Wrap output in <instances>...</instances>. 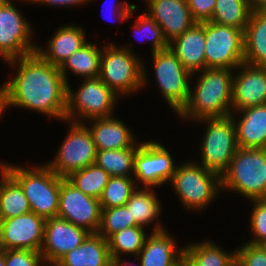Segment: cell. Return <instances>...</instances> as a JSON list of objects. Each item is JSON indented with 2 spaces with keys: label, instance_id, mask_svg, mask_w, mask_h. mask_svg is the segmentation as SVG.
<instances>
[{
  "label": "cell",
  "instance_id": "1",
  "mask_svg": "<svg viewBox=\"0 0 266 266\" xmlns=\"http://www.w3.org/2000/svg\"><path fill=\"white\" fill-rule=\"evenodd\" d=\"M18 65L13 79L0 87L1 116L9 106L22 107L64 120L67 83L59 67L46 62L37 52L7 61Z\"/></svg>",
  "mask_w": 266,
  "mask_h": 266
},
{
  "label": "cell",
  "instance_id": "2",
  "mask_svg": "<svg viewBox=\"0 0 266 266\" xmlns=\"http://www.w3.org/2000/svg\"><path fill=\"white\" fill-rule=\"evenodd\" d=\"M233 69L205 68L190 88L189 99L177 116L196 120L221 118L232 113Z\"/></svg>",
  "mask_w": 266,
  "mask_h": 266
},
{
  "label": "cell",
  "instance_id": "3",
  "mask_svg": "<svg viewBox=\"0 0 266 266\" xmlns=\"http://www.w3.org/2000/svg\"><path fill=\"white\" fill-rule=\"evenodd\" d=\"M2 167L23 189L29 202L30 211L45 220L57 217L59 192L62 177L46 164L32 169L0 162Z\"/></svg>",
  "mask_w": 266,
  "mask_h": 266
},
{
  "label": "cell",
  "instance_id": "4",
  "mask_svg": "<svg viewBox=\"0 0 266 266\" xmlns=\"http://www.w3.org/2000/svg\"><path fill=\"white\" fill-rule=\"evenodd\" d=\"M99 78L118 96L132 94L147 83L141 58L129 46H102Z\"/></svg>",
  "mask_w": 266,
  "mask_h": 266
},
{
  "label": "cell",
  "instance_id": "5",
  "mask_svg": "<svg viewBox=\"0 0 266 266\" xmlns=\"http://www.w3.org/2000/svg\"><path fill=\"white\" fill-rule=\"evenodd\" d=\"M223 188L250 200L266 199V149L238 147L221 175Z\"/></svg>",
  "mask_w": 266,
  "mask_h": 266
},
{
  "label": "cell",
  "instance_id": "6",
  "mask_svg": "<svg viewBox=\"0 0 266 266\" xmlns=\"http://www.w3.org/2000/svg\"><path fill=\"white\" fill-rule=\"evenodd\" d=\"M169 182L188 210H204L221 190V176L196 162L177 165Z\"/></svg>",
  "mask_w": 266,
  "mask_h": 266
},
{
  "label": "cell",
  "instance_id": "7",
  "mask_svg": "<svg viewBox=\"0 0 266 266\" xmlns=\"http://www.w3.org/2000/svg\"><path fill=\"white\" fill-rule=\"evenodd\" d=\"M117 97L99 77L83 79L76 92L68 84L65 121L82 123L84 119L111 117Z\"/></svg>",
  "mask_w": 266,
  "mask_h": 266
},
{
  "label": "cell",
  "instance_id": "8",
  "mask_svg": "<svg viewBox=\"0 0 266 266\" xmlns=\"http://www.w3.org/2000/svg\"><path fill=\"white\" fill-rule=\"evenodd\" d=\"M197 121L207 123L201 144V166L220 176L227 170L236 150L235 124L231 116L203 118Z\"/></svg>",
  "mask_w": 266,
  "mask_h": 266
},
{
  "label": "cell",
  "instance_id": "9",
  "mask_svg": "<svg viewBox=\"0 0 266 266\" xmlns=\"http://www.w3.org/2000/svg\"><path fill=\"white\" fill-rule=\"evenodd\" d=\"M156 85L176 115L189 99L192 73L179 61L170 48L152 53Z\"/></svg>",
  "mask_w": 266,
  "mask_h": 266
},
{
  "label": "cell",
  "instance_id": "10",
  "mask_svg": "<svg viewBox=\"0 0 266 266\" xmlns=\"http://www.w3.org/2000/svg\"><path fill=\"white\" fill-rule=\"evenodd\" d=\"M71 127L61 147L47 166L58 176L66 178L71 173L95 164L96 147L86 122H69Z\"/></svg>",
  "mask_w": 266,
  "mask_h": 266
},
{
  "label": "cell",
  "instance_id": "11",
  "mask_svg": "<svg viewBox=\"0 0 266 266\" xmlns=\"http://www.w3.org/2000/svg\"><path fill=\"white\" fill-rule=\"evenodd\" d=\"M244 32L205 22V68L234 69L244 62Z\"/></svg>",
  "mask_w": 266,
  "mask_h": 266
},
{
  "label": "cell",
  "instance_id": "12",
  "mask_svg": "<svg viewBox=\"0 0 266 266\" xmlns=\"http://www.w3.org/2000/svg\"><path fill=\"white\" fill-rule=\"evenodd\" d=\"M29 23L11 0L0 5V57L6 62L37 52Z\"/></svg>",
  "mask_w": 266,
  "mask_h": 266
},
{
  "label": "cell",
  "instance_id": "13",
  "mask_svg": "<svg viewBox=\"0 0 266 266\" xmlns=\"http://www.w3.org/2000/svg\"><path fill=\"white\" fill-rule=\"evenodd\" d=\"M173 162V157L161 143L154 140L141 142L134 155V180L142 182L144 188L162 186L175 172L177 165Z\"/></svg>",
  "mask_w": 266,
  "mask_h": 266
},
{
  "label": "cell",
  "instance_id": "14",
  "mask_svg": "<svg viewBox=\"0 0 266 266\" xmlns=\"http://www.w3.org/2000/svg\"><path fill=\"white\" fill-rule=\"evenodd\" d=\"M58 218L97 233L101 223V206L98 198L90 197L66 178L60 182Z\"/></svg>",
  "mask_w": 266,
  "mask_h": 266
},
{
  "label": "cell",
  "instance_id": "15",
  "mask_svg": "<svg viewBox=\"0 0 266 266\" xmlns=\"http://www.w3.org/2000/svg\"><path fill=\"white\" fill-rule=\"evenodd\" d=\"M46 220L33 212L3 219L0 241L3 250L41 251Z\"/></svg>",
  "mask_w": 266,
  "mask_h": 266
},
{
  "label": "cell",
  "instance_id": "16",
  "mask_svg": "<svg viewBox=\"0 0 266 266\" xmlns=\"http://www.w3.org/2000/svg\"><path fill=\"white\" fill-rule=\"evenodd\" d=\"M90 234L86 229L55 217L46 219L41 255L46 262H58L65 254L79 247Z\"/></svg>",
  "mask_w": 266,
  "mask_h": 266
},
{
  "label": "cell",
  "instance_id": "17",
  "mask_svg": "<svg viewBox=\"0 0 266 266\" xmlns=\"http://www.w3.org/2000/svg\"><path fill=\"white\" fill-rule=\"evenodd\" d=\"M236 69L241 70L233 77L232 113L266 104V66L243 62Z\"/></svg>",
  "mask_w": 266,
  "mask_h": 266
},
{
  "label": "cell",
  "instance_id": "18",
  "mask_svg": "<svg viewBox=\"0 0 266 266\" xmlns=\"http://www.w3.org/2000/svg\"><path fill=\"white\" fill-rule=\"evenodd\" d=\"M147 14L163 29L170 43L190 29L193 20L187 0H145Z\"/></svg>",
  "mask_w": 266,
  "mask_h": 266
},
{
  "label": "cell",
  "instance_id": "19",
  "mask_svg": "<svg viewBox=\"0 0 266 266\" xmlns=\"http://www.w3.org/2000/svg\"><path fill=\"white\" fill-rule=\"evenodd\" d=\"M154 227L135 258H139L141 266H174L182 259L184 246L177 249L176 241L159 221Z\"/></svg>",
  "mask_w": 266,
  "mask_h": 266
},
{
  "label": "cell",
  "instance_id": "20",
  "mask_svg": "<svg viewBox=\"0 0 266 266\" xmlns=\"http://www.w3.org/2000/svg\"><path fill=\"white\" fill-rule=\"evenodd\" d=\"M169 48L192 75L205 69V22L195 23L170 42Z\"/></svg>",
  "mask_w": 266,
  "mask_h": 266
},
{
  "label": "cell",
  "instance_id": "21",
  "mask_svg": "<svg viewBox=\"0 0 266 266\" xmlns=\"http://www.w3.org/2000/svg\"><path fill=\"white\" fill-rule=\"evenodd\" d=\"M237 113L242 116L239 120L234 113L230 115L235 124L237 146L266 149V104L248 107Z\"/></svg>",
  "mask_w": 266,
  "mask_h": 266
},
{
  "label": "cell",
  "instance_id": "22",
  "mask_svg": "<svg viewBox=\"0 0 266 266\" xmlns=\"http://www.w3.org/2000/svg\"><path fill=\"white\" fill-rule=\"evenodd\" d=\"M84 28L76 24L60 26L48 41L47 50L38 46L37 53L54 66L60 67L75 51L87 44Z\"/></svg>",
  "mask_w": 266,
  "mask_h": 266
},
{
  "label": "cell",
  "instance_id": "23",
  "mask_svg": "<svg viewBox=\"0 0 266 266\" xmlns=\"http://www.w3.org/2000/svg\"><path fill=\"white\" fill-rule=\"evenodd\" d=\"M96 150H116L133 147L135 134L121 120L111 116L90 119Z\"/></svg>",
  "mask_w": 266,
  "mask_h": 266
},
{
  "label": "cell",
  "instance_id": "24",
  "mask_svg": "<svg viewBox=\"0 0 266 266\" xmlns=\"http://www.w3.org/2000/svg\"><path fill=\"white\" fill-rule=\"evenodd\" d=\"M111 259L108 240L98 233H90L79 247L57 263L60 266H109Z\"/></svg>",
  "mask_w": 266,
  "mask_h": 266
},
{
  "label": "cell",
  "instance_id": "25",
  "mask_svg": "<svg viewBox=\"0 0 266 266\" xmlns=\"http://www.w3.org/2000/svg\"><path fill=\"white\" fill-rule=\"evenodd\" d=\"M243 40L244 62L266 66V11L252 10Z\"/></svg>",
  "mask_w": 266,
  "mask_h": 266
},
{
  "label": "cell",
  "instance_id": "26",
  "mask_svg": "<svg viewBox=\"0 0 266 266\" xmlns=\"http://www.w3.org/2000/svg\"><path fill=\"white\" fill-rule=\"evenodd\" d=\"M102 48L95 43H87L78 51H75L64 63L59 67L67 85V70L69 69L74 75L81 78H97L100 73V60Z\"/></svg>",
  "mask_w": 266,
  "mask_h": 266
},
{
  "label": "cell",
  "instance_id": "27",
  "mask_svg": "<svg viewBox=\"0 0 266 266\" xmlns=\"http://www.w3.org/2000/svg\"><path fill=\"white\" fill-rule=\"evenodd\" d=\"M0 214L3 219L30 213V205L21 186L0 167Z\"/></svg>",
  "mask_w": 266,
  "mask_h": 266
},
{
  "label": "cell",
  "instance_id": "28",
  "mask_svg": "<svg viewBox=\"0 0 266 266\" xmlns=\"http://www.w3.org/2000/svg\"><path fill=\"white\" fill-rule=\"evenodd\" d=\"M139 188L137 187L132 193L125 205L130 211L131 218H134L139 226L145 228V226L158 219L162 213V207L152 187Z\"/></svg>",
  "mask_w": 266,
  "mask_h": 266
},
{
  "label": "cell",
  "instance_id": "29",
  "mask_svg": "<svg viewBox=\"0 0 266 266\" xmlns=\"http://www.w3.org/2000/svg\"><path fill=\"white\" fill-rule=\"evenodd\" d=\"M140 144L116 150H97L95 164L110 176L133 177L134 155Z\"/></svg>",
  "mask_w": 266,
  "mask_h": 266
},
{
  "label": "cell",
  "instance_id": "30",
  "mask_svg": "<svg viewBox=\"0 0 266 266\" xmlns=\"http://www.w3.org/2000/svg\"><path fill=\"white\" fill-rule=\"evenodd\" d=\"M252 8L248 0H216L211 22L238 28L244 32Z\"/></svg>",
  "mask_w": 266,
  "mask_h": 266
},
{
  "label": "cell",
  "instance_id": "31",
  "mask_svg": "<svg viewBox=\"0 0 266 266\" xmlns=\"http://www.w3.org/2000/svg\"><path fill=\"white\" fill-rule=\"evenodd\" d=\"M184 252L198 266H235L236 253H227L212 241L195 242L184 246Z\"/></svg>",
  "mask_w": 266,
  "mask_h": 266
},
{
  "label": "cell",
  "instance_id": "32",
  "mask_svg": "<svg viewBox=\"0 0 266 266\" xmlns=\"http://www.w3.org/2000/svg\"><path fill=\"white\" fill-rule=\"evenodd\" d=\"M110 177L103 168L92 164L71 173L66 179L84 194L99 199Z\"/></svg>",
  "mask_w": 266,
  "mask_h": 266
},
{
  "label": "cell",
  "instance_id": "33",
  "mask_svg": "<svg viewBox=\"0 0 266 266\" xmlns=\"http://www.w3.org/2000/svg\"><path fill=\"white\" fill-rule=\"evenodd\" d=\"M145 231L142 226H132L113 234L108 239L111 258H121L124 253L137 257L147 237Z\"/></svg>",
  "mask_w": 266,
  "mask_h": 266
},
{
  "label": "cell",
  "instance_id": "34",
  "mask_svg": "<svg viewBox=\"0 0 266 266\" xmlns=\"http://www.w3.org/2000/svg\"><path fill=\"white\" fill-rule=\"evenodd\" d=\"M137 187L133 177L111 176L99 198L101 208L124 206Z\"/></svg>",
  "mask_w": 266,
  "mask_h": 266
},
{
  "label": "cell",
  "instance_id": "35",
  "mask_svg": "<svg viewBox=\"0 0 266 266\" xmlns=\"http://www.w3.org/2000/svg\"><path fill=\"white\" fill-rule=\"evenodd\" d=\"M139 226L134 218H131L130 211L126 205L101 208V223L98 234L108 240L113 234L125 228Z\"/></svg>",
  "mask_w": 266,
  "mask_h": 266
},
{
  "label": "cell",
  "instance_id": "36",
  "mask_svg": "<svg viewBox=\"0 0 266 266\" xmlns=\"http://www.w3.org/2000/svg\"><path fill=\"white\" fill-rule=\"evenodd\" d=\"M132 28L140 35L142 34V38L151 39L152 53L169 48L170 43L167 41L163 29L146 12L137 16V20Z\"/></svg>",
  "mask_w": 266,
  "mask_h": 266
},
{
  "label": "cell",
  "instance_id": "37",
  "mask_svg": "<svg viewBox=\"0 0 266 266\" xmlns=\"http://www.w3.org/2000/svg\"><path fill=\"white\" fill-rule=\"evenodd\" d=\"M254 206L251 211L250 227L253 238L248 244L262 245L266 241V199L251 200Z\"/></svg>",
  "mask_w": 266,
  "mask_h": 266
},
{
  "label": "cell",
  "instance_id": "38",
  "mask_svg": "<svg viewBox=\"0 0 266 266\" xmlns=\"http://www.w3.org/2000/svg\"><path fill=\"white\" fill-rule=\"evenodd\" d=\"M235 253V266H266V249L262 245L245 243Z\"/></svg>",
  "mask_w": 266,
  "mask_h": 266
},
{
  "label": "cell",
  "instance_id": "39",
  "mask_svg": "<svg viewBox=\"0 0 266 266\" xmlns=\"http://www.w3.org/2000/svg\"><path fill=\"white\" fill-rule=\"evenodd\" d=\"M5 266H41L44 262L40 252L31 250H3Z\"/></svg>",
  "mask_w": 266,
  "mask_h": 266
},
{
  "label": "cell",
  "instance_id": "40",
  "mask_svg": "<svg viewBox=\"0 0 266 266\" xmlns=\"http://www.w3.org/2000/svg\"><path fill=\"white\" fill-rule=\"evenodd\" d=\"M191 16L196 23L210 21L216 0H187Z\"/></svg>",
  "mask_w": 266,
  "mask_h": 266
},
{
  "label": "cell",
  "instance_id": "41",
  "mask_svg": "<svg viewBox=\"0 0 266 266\" xmlns=\"http://www.w3.org/2000/svg\"><path fill=\"white\" fill-rule=\"evenodd\" d=\"M107 2H108V0H105L104 4L107 3ZM112 9H113V14L117 16V22L118 21L124 22L126 20H129V18L132 15V12L135 11L137 9V7H136L135 4H129L125 0L124 2H121V3H118V4L115 3Z\"/></svg>",
  "mask_w": 266,
  "mask_h": 266
},
{
  "label": "cell",
  "instance_id": "42",
  "mask_svg": "<svg viewBox=\"0 0 266 266\" xmlns=\"http://www.w3.org/2000/svg\"><path fill=\"white\" fill-rule=\"evenodd\" d=\"M23 1V0H21ZM25 2L29 3V2H32V3H38V4H49L50 5H55V6H80V5H84V3L86 4L87 2H90V0H24Z\"/></svg>",
  "mask_w": 266,
  "mask_h": 266
},
{
  "label": "cell",
  "instance_id": "43",
  "mask_svg": "<svg viewBox=\"0 0 266 266\" xmlns=\"http://www.w3.org/2000/svg\"><path fill=\"white\" fill-rule=\"evenodd\" d=\"M252 10L266 11V0H248Z\"/></svg>",
  "mask_w": 266,
  "mask_h": 266
},
{
  "label": "cell",
  "instance_id": "44",
  "mask_svg": "<svg viewBox=\"0 0 266 266\" xmlns=\"http://www.w3.org/2000/svg\"><path fill=\"white\" fill-rule=\"evenodd\" d=\"M123 258H112L111 259V262H110V265L109 266H128V262H123ZM130 266V265H129ZM134 266H138V265H134ZM139 266H141V262L139 263Z\"/></svg>",
  "mask_w": 266,
  "mask_h": 266
},
{
  "label": "cell",
  "instance_id": "45",
  "mask_svg": "<svg viewBox=\"0 0 266 266\" xmlns=\"http://www.w3.org/2000/svg\"><path fill=\"white\" fill-rule=\"evenodd\" d=\"M174 266H188V255L184 252L182 259L178 261Z\"/></svg>",
  "mask_w": 266,
  "mask_h": 266
},
{
  "label": "cell",
  "instance_id": "46",
  "mask_svg": "<svg viewBox=\"0 0 266 266\" xmlns=\"http://www.w3.org/2000/svg\"><path fill=\"white\" fill-rule=\"evenodd\" d=\"M41 266H60L58 263L56 262H46L44 261Z\"/></svg>",
  "mask_w": 266,
  "mask_h": 266
},
{
  "label": "cell",
  "instance_id": "47",
  "mask_svg": "<svg viewBox=\"0 0 266 266\" xmlns=\"http://www.w3.org/2000/svg\"><path fill=\"white\" fill-rule=\"evenodd\" d=\"M0 266H5L4 253L0 254Z\"/></svg>",
  "mask_w": 266,
  "mask_h": 266
},
{
  "label": "cell",
  "instance_id": "48",
  "mask_svg": "<svg viewBox=\"0 0 266 266\" xmlns=\"http://www.w3.org/2000/svg\"><path fill=\"white\" fill-rule=\"evenodd\" d=\"M188 266H198V265L188 256Z\"/></svg>",
  "mask_w": 266,
  "mask_h": 266
},
{
  "label": "cell",
  "instance_id": "49",
  "mask_svg": "<svg viewBox=\"0 0 266 266\" xmlns=\"http://www.w3.org/2000/svg\"><path fill=\"white\" fill-rule=\"evenodd\" d=\"M2 223H3V218H2V215L0 214V234L2 230Z\"/></svg>",
  "mask_w": 266,
  "mask_h": 266
},
{
  "label": "cell",
  "instance_id": "50",
  "mask_svg": "<svg viewBox=\"0 0 266 266\" xmlns=\"http://www.w3.org/2000/svg\"><path fill=\"white\" fill-rule=\"evenodd\" d=\"M3 249H2V246H1V241H0V254L2 253Z\"/></svg>",
  "mask_w": 266,
  "mask_h": 266
},
{
  "label": "cell",
  "instance_id": "51",
  "mask_svg": "<svg viewBox=\"0 0 266 266\" xmlns=\"http://www.w3.org/2000/svg\"><path fill=\"white\" fill-rule=\"evenodd\" d=\"M262 246L266 249V241L262 244Z\"/></svg>",
  "mask_w": 266,
  "mask_h": 266
}]
</instances>
